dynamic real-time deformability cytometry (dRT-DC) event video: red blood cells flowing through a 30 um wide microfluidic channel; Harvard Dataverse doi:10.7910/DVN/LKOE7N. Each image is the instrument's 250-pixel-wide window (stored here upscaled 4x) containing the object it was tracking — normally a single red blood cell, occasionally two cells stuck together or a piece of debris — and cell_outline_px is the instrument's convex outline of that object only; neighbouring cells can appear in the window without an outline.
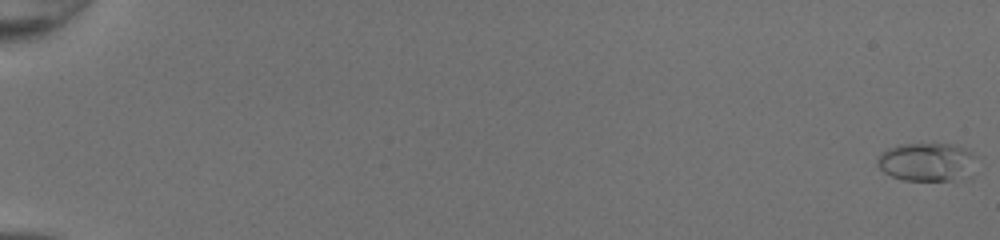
{"species": "common noctule bat (a hibernating species)", "species_latin": "Nyctalus noctula", "temperature_condition": "room temperature", "stored_images_in_passage": 52, "camera_frame_rate_fps": 3000, "um_per_image_px": 0.085, "animal": {"sex": "female", "body_mass_g": 20.0, "forearm_length_mm": 54.0}, "frame": {"image": 1, "passage_image": 1, "time_ms": 0.0, "image_size_px": [1000, 240], "cell_outline_px": [[976, 156], [956, 176], [948, 180], [904, 180], [892, 176], [884, 172], [876, 164], [876, 160], [888, 148], [900, 144], [952, 144], [964, 148], [972, 152]], "centroid_in_image_um": [78.6, 13.72], "position_along_channel_um": 6.4, "area_um2": 20.81}}
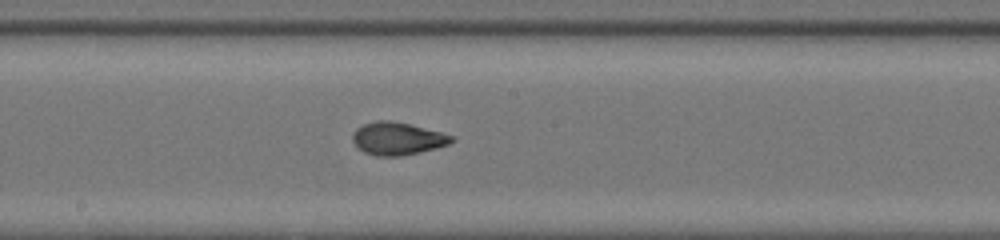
{"frame": {"image": 2, "passage_image": 31, "time_ms": 10.0, "image_size_px": [1000, 240], "cell_outline_px": [[456, 140], [448, 144], [436, 148], [420, 152], [400, 156], [376, 156], [364, 152], [352, 140], [352, 132], [356, 128], [364, 124], [376, 120], [388, 120], [408, 124], [456, 136]], "centroid_in_image_um": [33.79, 11.78], "position_along_channel_um": 214.4, "area_um2": 18.79}}
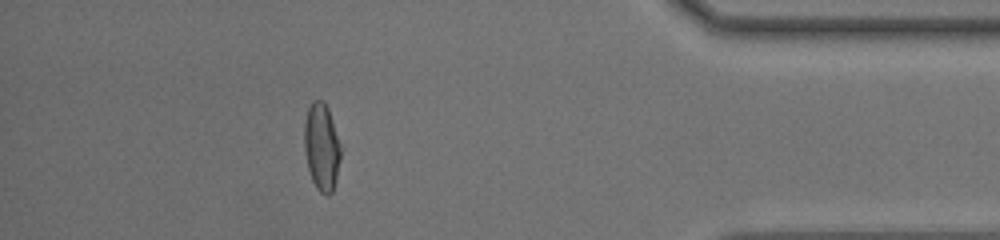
{"frame": {"image": 3, "passage_image": 47, "time_ms": 15.333, "image_size_px": [1000, 240], "cell_outline_px": [[340, 160], [336, 180], [332, 192], [328, 196], [324, 196], [316, 188], [312, 180], [308, 168], [304, 148], [304, 120], [308, 108], [312, 100], [324, 100], [328, 108], [340, 144]], "centroid_in_image_um": [27.33, 12.49], "position_along_channel_um": 407.9, "area_um2": 18.67}, "authors_computed_cell_mechanics": {"area_um2": 18.5827, "velocity_mm_per_s": 4.2744, "shape_relaxation_time_tau1_ms": 3.0774, "shape_relaxation_time_tau2_ms": 1.1492, "deformation_change_tau1": 0.1949, "deformation_change_tau2": 0.0712}}